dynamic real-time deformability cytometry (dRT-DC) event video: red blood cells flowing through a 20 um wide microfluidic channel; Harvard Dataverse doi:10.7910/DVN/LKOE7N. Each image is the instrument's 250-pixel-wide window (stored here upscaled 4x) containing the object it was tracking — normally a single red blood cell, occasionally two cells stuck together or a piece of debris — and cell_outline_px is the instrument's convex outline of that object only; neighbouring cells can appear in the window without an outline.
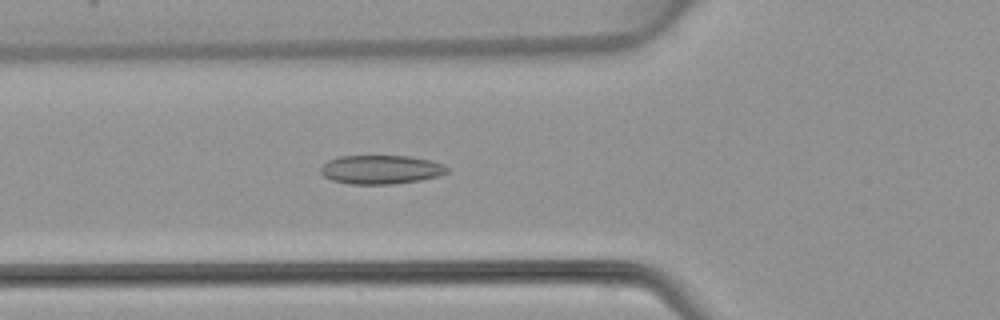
{"species": "common noctule bat (a hibernating species)", "species_latin": "Nyctalus noctula", "temperature_condition": "warm", "stored_images_in_passage": 49, "camera_frame_rate_fps": 3000, "um_per_image_px": 0.085, "animal": {"sex": "female", "body_mass_g": 22.7, "forearm_length_mm": 54.2}, "frame": {"image": 1, "passage_image": 18, "time_ms": 5.667, "image_size_px": [1000, 320], "cell_outline_px": [[448, 172], [440, 176], [420, 180], [392, 184], [348, 184], [332, 180], [324, 176], [320, 172], [320, 168], [328, 160], [340, 156], [408, 156], [432, 160], [444, 164], [448, 168]], "centroid_in_image_um": [32.4, 14.41], "position_along_channel_um": 93.4, "area_um2": 21.39}}
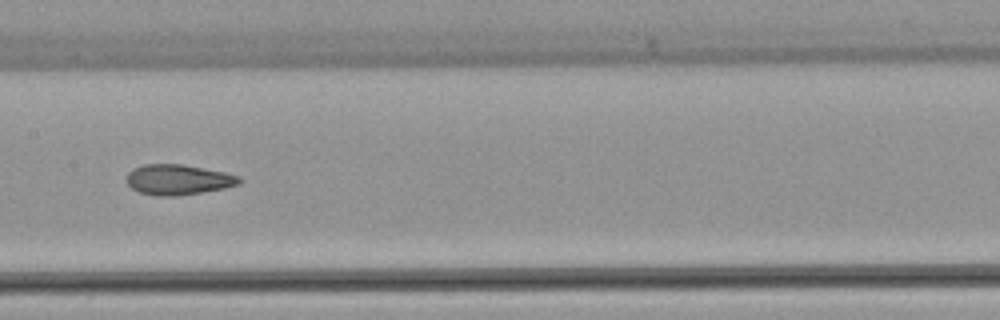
{"frame": {"image": 2, "passage_image": 25, "time_ms": 8.0, "image_size_px": [1000, 320], "cell_outline_px": [[244, 180], [240, 184], [224, 188], [176, 196], [156, 196], [140, 192], [132, 188], [128, 184], [128, 172], [132, 168], [144, 164], [180, 164], [224, 172], [240, 176]], "centroid_in_image_um": [15.16, 15.27], "position_along_channel_um": 192.2, "area_um2": 19.83}}
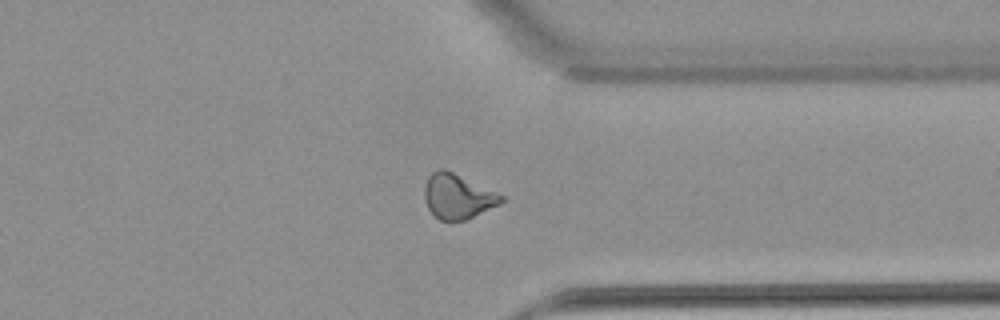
{"frame": {"image": 3, "passage_image": 38, "time_ms": 12.333, "image_size_px": [1000, 320], "cell_outline_px": [[504, 200], [500, 204], [464, 220], [440, 220], [428, 208], [424, 200], [424, 188], [428, 176], [432, 172], [440, 168], [444, 168], [496, 192], [504, 196]], "centroid_in_image_um": [38.88, 16.68], "position_along_channel_um": 372.5, "area_um2": 19.77}}